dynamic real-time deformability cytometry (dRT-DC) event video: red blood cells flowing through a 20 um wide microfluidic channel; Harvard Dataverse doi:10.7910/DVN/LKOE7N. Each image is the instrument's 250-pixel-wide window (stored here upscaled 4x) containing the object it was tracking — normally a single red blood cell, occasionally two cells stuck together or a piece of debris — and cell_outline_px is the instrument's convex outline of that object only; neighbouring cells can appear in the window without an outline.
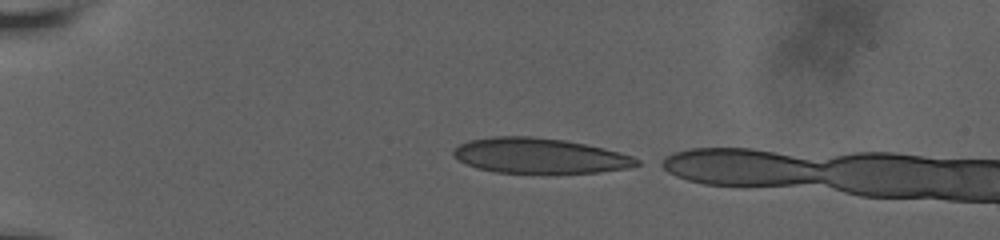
{"species": "human", "species_latin": "Homo sapiens", "temperature_condition": "room temperature", "stored_images_in_passage": 6, "camera_frame_rate_fps": 3000, "um_per_image_px": 0.085, "donor": {"sex": "male"}, "frame": {"image": 1, "passage_image": 1, "time_ms": 0.0, "image_size_px": [1000, 240], "cell_outline_px": [[640, 164], [632, 168], [600, 172], [496, 172], [476, 168], [464, 164], [452, 156], [452, 152], [460, 144], [468, 140], [496, 136], [528, 136], [564, 140], [604, 148], [620, 152], [632, 156], [640, 160]], "centroid_in_image_um": [45.86, 13.23], "position_along_channel_um": 39.1, "area_um2": 37.51}}